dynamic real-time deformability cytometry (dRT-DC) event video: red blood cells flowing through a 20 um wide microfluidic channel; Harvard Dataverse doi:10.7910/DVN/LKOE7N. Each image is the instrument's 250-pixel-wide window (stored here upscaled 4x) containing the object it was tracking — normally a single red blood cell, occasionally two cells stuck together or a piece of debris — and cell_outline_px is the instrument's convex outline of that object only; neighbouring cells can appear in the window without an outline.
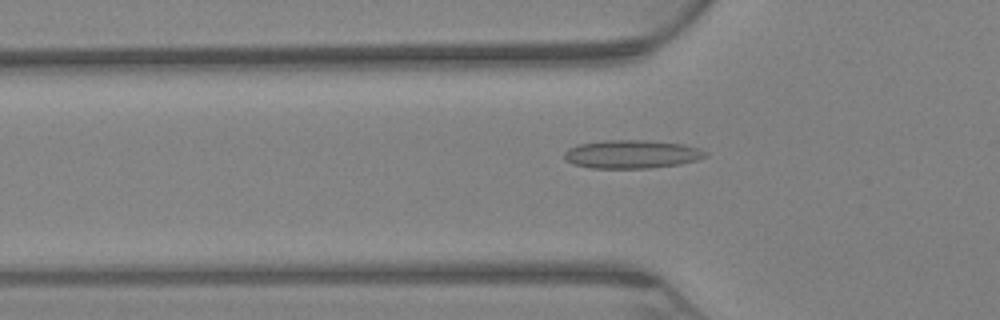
{"species": "Egyptian fruit bat (a non-hibernating species)", "species_latin": "Rousettus aegyptiacus", "temperature_condition": "warm", "stored_images_in_passage": 68, "camera_frame_rate_fps": 3000, "um_per_image_px": 0.085, "animal": {"sex": "female"}, "frame": {"image": 1, "passage_image": 23, "time_ms": 7.333, "image_size_px": [1000, 320], "cell_outline_px": [[708, 156], [696, 160], [680, 164], [652, 168], [592, 168], [572, 164], [564, 160], [564, 152], [568, 148], [580, 144], [604, 140], [648, 140], [684, 144], [700, 148], [708, 152]], "centroid_in_image_um": [53.71, 13.1], "position_along_channel_um": 72.1, "area_um2": 23.58}}
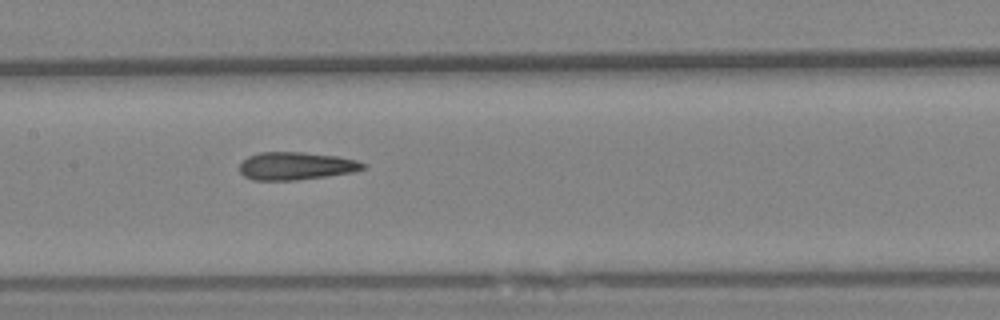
{"frame": {"image": 2, "passage_image": 34, "time_ms": 11.0, "image_size_px": [1000, 320], "cell_outline_px": [[368, 168], [352, 172], [296, 180], [252, 180], [244, 176], [240, 172], [240, 164], [248, 156], [260, 152], [304, 152], [336, 156], [356, 160], [368, 164]], "centroid_in_image_um": [25.18, 14.1], "position_along_channel_um": 182.2, "area_um2": 20.0}}
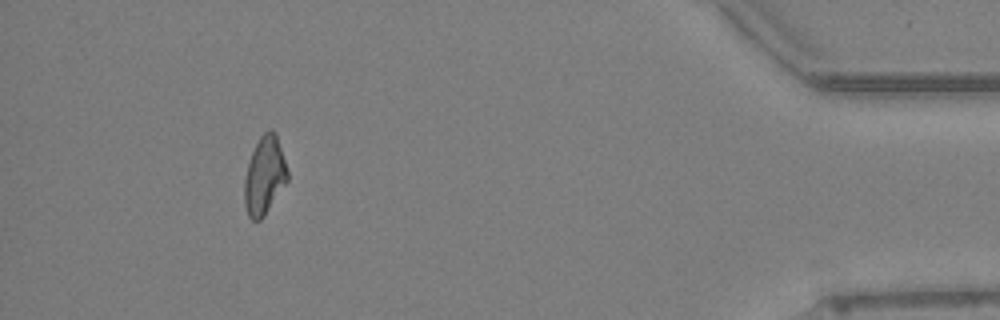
{"frame": {"image": 3, "passage_image": 63, "time_ms": 20.667, "image_size_px": [1000, 320], "cell_outline_px": [[288, 180], [264, 216], [260, 220], [252, 220], [248, 216], [244, 204], [244, 180], [248, 164], [252, 152], [260, 136], [268, 128], [272, 128], [276, 132], [288, 172]], "centroid_in_image_um": [22.48, 14.91], "position_along_channel_um": 412.7, "area_um2": 19.59}, "authors_computed_cell_mechanics": {"area_um2": 20.3167, "velocity_mm_per_s": 3.0074, "shape_relaxation_time_tau1_ms": null, "shape_relaxation_time_tau2_ms": 3.3962, "deformation_change_tau1": null, "deformation_change_tau2": 0.1235}}